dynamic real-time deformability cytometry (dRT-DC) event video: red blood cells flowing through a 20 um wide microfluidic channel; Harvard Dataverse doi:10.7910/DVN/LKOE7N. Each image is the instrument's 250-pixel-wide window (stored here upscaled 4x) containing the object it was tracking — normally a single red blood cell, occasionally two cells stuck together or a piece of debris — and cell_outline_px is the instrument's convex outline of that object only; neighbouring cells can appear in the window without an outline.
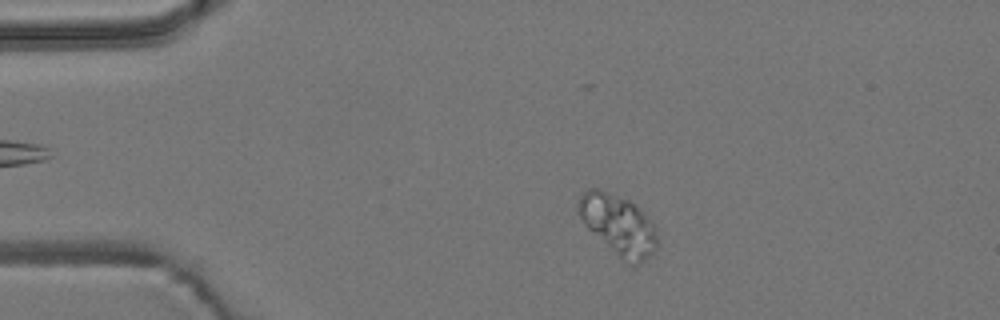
{"species": "common noctule bat (a hibernating species)", "species_latin": "Nyctalus noctula", "temperature_condition": "room temperature", "stored_images_in_passage": 51, "camera_frame_rate_fps": 3000, "um_per_image_px": 0.085, "animal": {"sex": "male", "body_mass_g": 19.2, "forearm_length_mm": 51.8}, "frame": {"image": 1, "passage_image": 7, "time_ms": 2.0, "image_size_px": [1000, 320], "cell_outline_px": [[656, 248], [644, 260], [636, 264], [624, 260], [588, 228], [580, 216], [580, 196], [588, 188], [596, 188], [628, 200], [640, 208], [644, 212], [656, 228]], "centroid_in_image_um": [52.59, 19.08], "position_along_channel_um": 32.4, "area_um2": 26.53}}
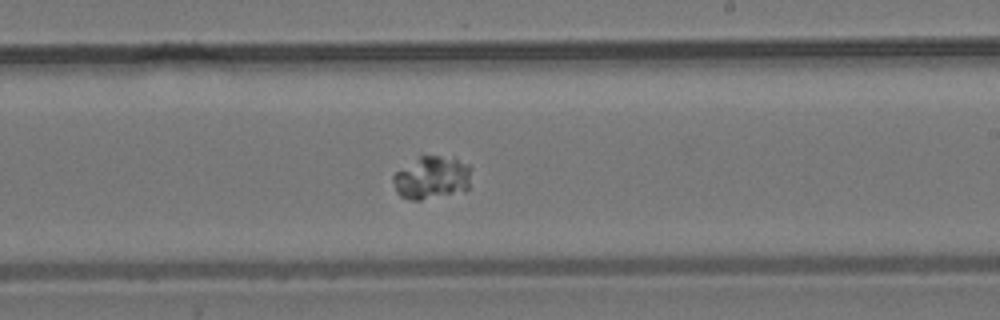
{"frame": {"image": 2, "passage_image": 29, "time_ms": 9.333, "image_size_px": [1000, 320], "cell_outline_px": [[468, 188], [464, 192], [420, 200], [412, 200], [400, 196], [396, 192], [392, 180], [392, 176], [396, 172], [420, 156], [440, 156], [456, 160], [468, 164]], "centroid_in_image_um": [36.65, 15.14], "position_along_channel_um": 252.3, "area_um2": 19.19}}
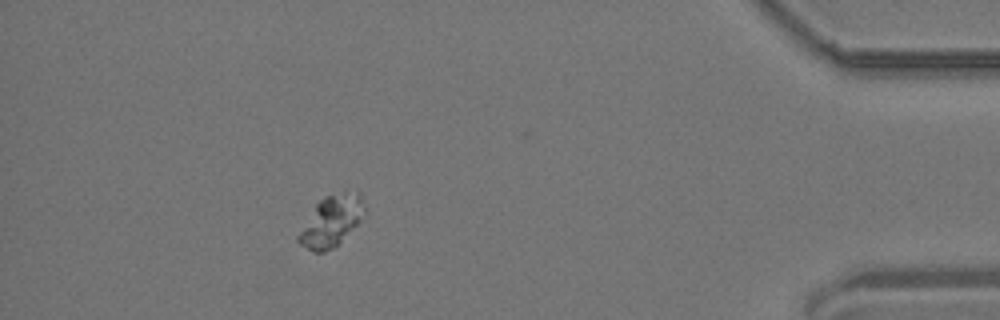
{"frame": {"image": 3, "passage_image": 46, "time_ms": 15.0, "image_size_px": [1000, 320], "cell_outline_px": [[364, 208], [356, 224], [332, 248], [324, 252], [312, 252], [300, 244], [296, 240], [296, 236], [316, 204], [324, 196], [344, 192], [356, 192], [360, 196], [364, 204]], "centroid_in_image_um": [28.09, 18.8], "position_along_channel_um": 407.1, "area_um2": 18.79}}